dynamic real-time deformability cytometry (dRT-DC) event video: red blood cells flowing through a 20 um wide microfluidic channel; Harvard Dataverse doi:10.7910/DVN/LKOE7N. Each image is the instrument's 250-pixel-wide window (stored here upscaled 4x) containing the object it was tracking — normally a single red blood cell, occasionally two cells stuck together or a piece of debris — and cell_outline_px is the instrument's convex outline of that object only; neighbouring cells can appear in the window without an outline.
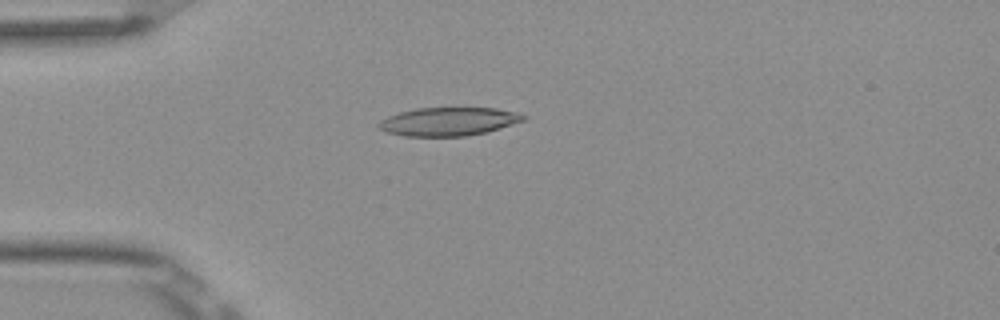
{"species": "Egyptian fruit bat (a non-hibernating species)", "species_latin": "Rousettus aegyptiacus", "temperature_condition": "room temperature", "stored_images_in_passage": 4, "camera_frame_rate_fps": 3000, "um_per_image_px": 0.085, "frame": {"image": 1, "passage_image": 4, "time_ms": 1.0, "image_size_px": [1000, 320], "cell_outline_px": [[528, 116], [524, 120], [484, 132], [464, 136], [404, 136], [384, 132], [376, 124], [380, 120], [388, 116], [400, 112], [416, 108], [496, 108], [516, 112]], "centroid_in_image_um": [38.07, 10.32], "position_along_channel_um": 46.9, "area_um2": 23.76}}